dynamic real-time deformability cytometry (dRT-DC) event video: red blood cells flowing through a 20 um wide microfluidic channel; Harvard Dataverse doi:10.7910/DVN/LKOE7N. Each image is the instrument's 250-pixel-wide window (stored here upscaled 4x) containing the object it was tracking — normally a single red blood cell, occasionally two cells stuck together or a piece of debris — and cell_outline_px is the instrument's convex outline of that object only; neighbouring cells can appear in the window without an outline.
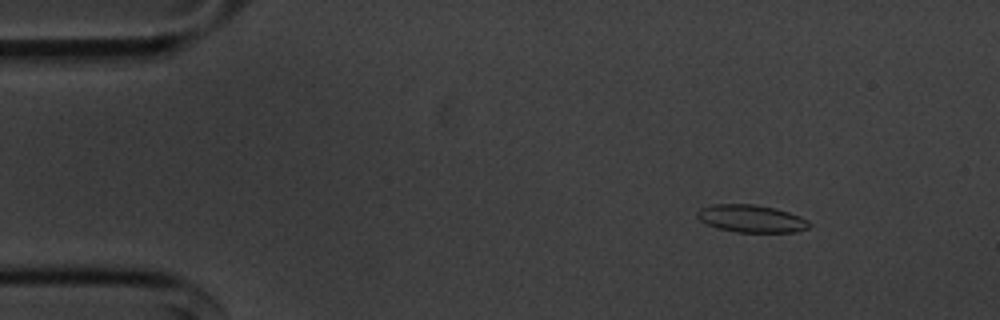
{"species": "common noctule bat (a hibernating species)", "species_latin": "Nyctalus noctula", "temperature_condition": "cold", "stored_images_in_passage": 54, "camera_frame_rate_fps": 3000, "um_per_image_px": 0.085, "animal": {"sex": "male", "body_mass_g": 20.1, "forearm_length_mm": 53.5}, "frame": {"image": 1, "passage_image": 6, "time_ms": 1.667, "image_size_px": [1000, 320], "cell_outline_px": [[812, 224], [808, 228], [796, 232], [736, 232], [716, 228], [700, 220], [696, 216], [696, 212], [700, 208], [712, 204], [756, 204], [776, 208], [800, 216], [808, 220]], "centroid_in_image_um": [63.86, 18.58], "position_along_channel_um": 21.1, "area_um2": 18.15}}
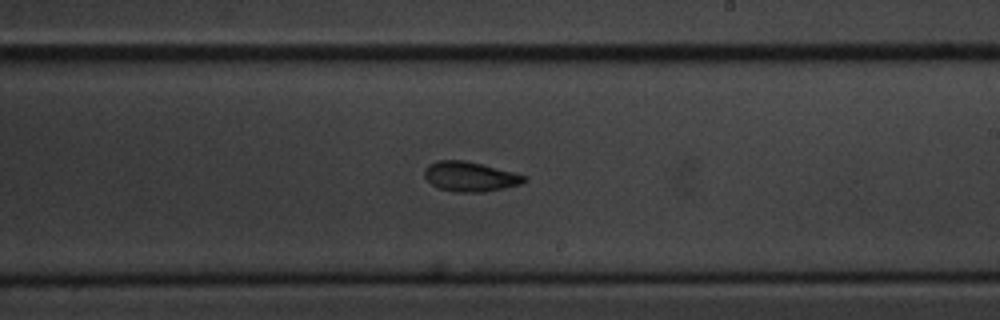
{"frame": {"image": 2, "passage_image": 31, "time_ms": 10.0, "image_size_px": [1000, 320], "cell_outline_px": [[528, 180], [520, 184], [504, 188], [484, 192], [456, 192], [440, 188], [432, 184], [424, 176], [424, 168], [428, 164], [436, 160], [464, 160], [528, 176]], "centroid_in_image_um": [39.94, 15.01], "position_along_channel_um": 249.1, "area_um2": 17.22}}
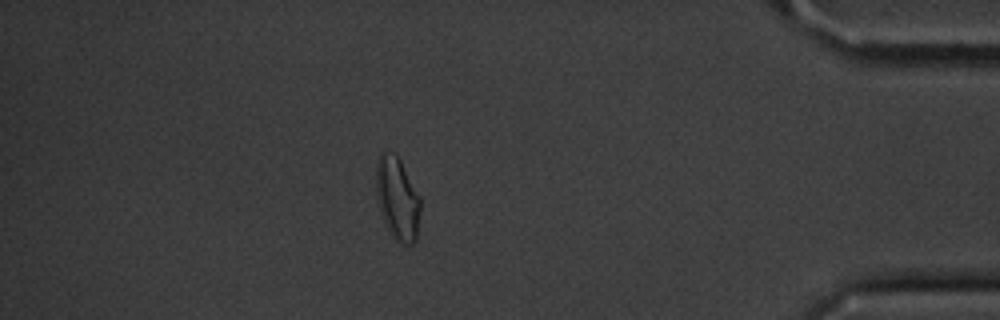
{"frame": {"image": 3, "passage_image": 47, "time_ms": 15.333, "image_size_px": [1000, 320], "cell_outline_px": [[420, 208], [416, 240], [412, 244], [400, 244], [392, 236], [380, 212], [376, 200], [376, 160], [380, 152], [384, 152], [396, 156], [400, 160], [420, 196]], "centroid_in_image_um": [33.76, 16.89], "position_along_channel_um": 401.4, "area_um2": 21.33}, "authors_computed_cell_mechanics": {"area_um2": 17.8891, "velocity_mm_per_s": 3.6321, "shape_relaxation_time_tau1_ms": 6.8284, "shape_relaxation_time_tau2_ms": 2.1165, "deformation_change_tau1": 0.1246, "deformation_change_tau2": 0.0839}}